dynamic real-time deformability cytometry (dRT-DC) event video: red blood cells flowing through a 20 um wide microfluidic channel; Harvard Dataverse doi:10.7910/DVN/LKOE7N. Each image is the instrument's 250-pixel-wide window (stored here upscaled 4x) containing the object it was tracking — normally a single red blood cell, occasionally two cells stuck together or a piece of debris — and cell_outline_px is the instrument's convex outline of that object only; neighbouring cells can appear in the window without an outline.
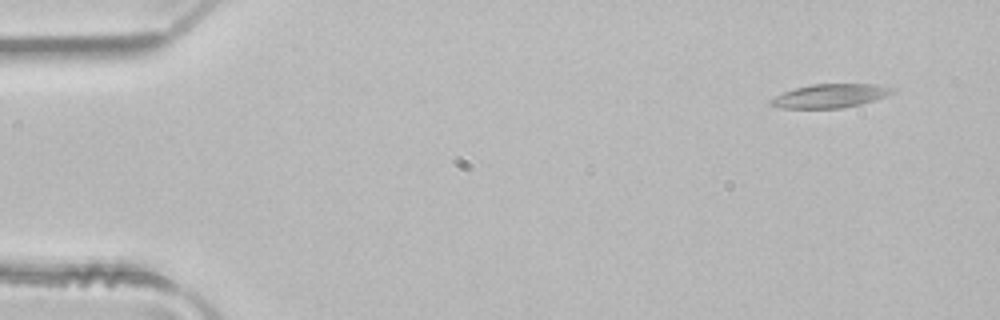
{"species": "common noctule bat (a hibernating species)", "species_latin": "Nyctalus noctula", "temperature_condition": "room temperature", "stored_images_in_passage": 4, "camera_frame_rate_fps": 3000, "um_per_image_px": 0.085, "animal": {"sex": "male", "body_mass_g": 21.5, "forearm_length_mm": 52.0}, "frame": {"image": 1, "passage_image": 1, "time_ms": 0.0, "image_size_px": [1000, 320], "cell_outline_px": [[896, 88], [892, 92], [884, 96], [860, 104], [840, 108], [780, 108], [768, 104], [768, 100], [784, 92], [796, 88], [812, 84], [876, 84]], "centroid_in_image_um": [70.51, 8.14], "position_along_channel_um": 14.5, "area_um2": 16.59}}
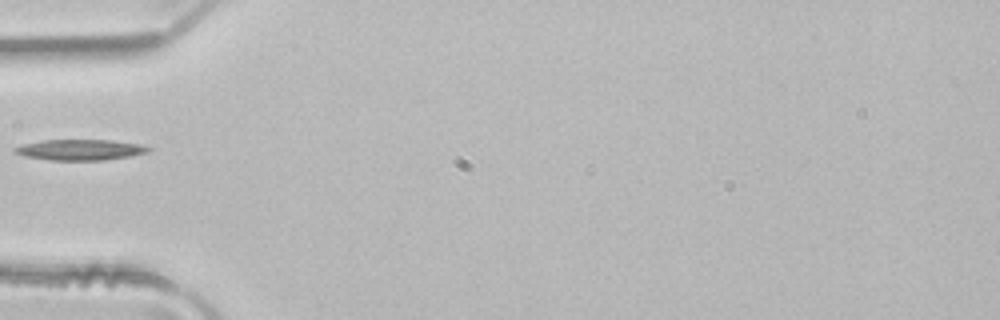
{"frame": {"image": 2, "passage_image": 4, "time_ms": 1.0, "image_size_px": [1000, 320], "cell_outline_px": [[152, 148], [148, 152], [132, 156], [104, 160], [48, 160], [24, 156], [16, 152], [12, 148], [24, 144], [44, 140], [112, 140], [140, 144]], "centroid_in_image_um": [6.85, 12.73], "position_along_channel_um": 78.2, "area_um2": 16.13}}